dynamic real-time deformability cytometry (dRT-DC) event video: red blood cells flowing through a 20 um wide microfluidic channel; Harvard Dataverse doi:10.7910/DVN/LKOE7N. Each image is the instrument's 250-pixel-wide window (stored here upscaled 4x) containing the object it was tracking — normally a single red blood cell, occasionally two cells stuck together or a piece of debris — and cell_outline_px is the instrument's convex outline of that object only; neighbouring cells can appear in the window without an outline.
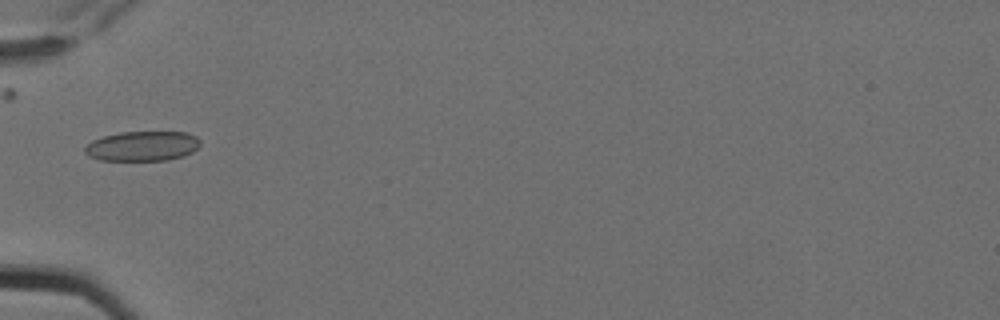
{"species": "Egyptian fruit bat (a non-hibernating species)", "species_latin": "Rousettus aegyptiacus", "temperature_condition": "cold", "stored_images_in_passage": 6, "camera_frame_rate_fps": 3000, "um_per_image_px": 0.085, "animal": {"sex": "female"}, "frame": {"image": 1, "passage_image": 6, "time_ms": 1.667, "image_size_px": [1000, 320], "cell_outline_px": [[200, 144], [192, 152], [184, 156], [168, 160], [100, 160], [88, 156], [84, 152], [84, 148], [92, 140], [104, 136], [120, 132], [188, 132], [196, 136], [200, 140]], "centroid_in_image_um": [12.11, 12.41], "position_along_channel_um": 72.9, "area_um2": 20.11}}